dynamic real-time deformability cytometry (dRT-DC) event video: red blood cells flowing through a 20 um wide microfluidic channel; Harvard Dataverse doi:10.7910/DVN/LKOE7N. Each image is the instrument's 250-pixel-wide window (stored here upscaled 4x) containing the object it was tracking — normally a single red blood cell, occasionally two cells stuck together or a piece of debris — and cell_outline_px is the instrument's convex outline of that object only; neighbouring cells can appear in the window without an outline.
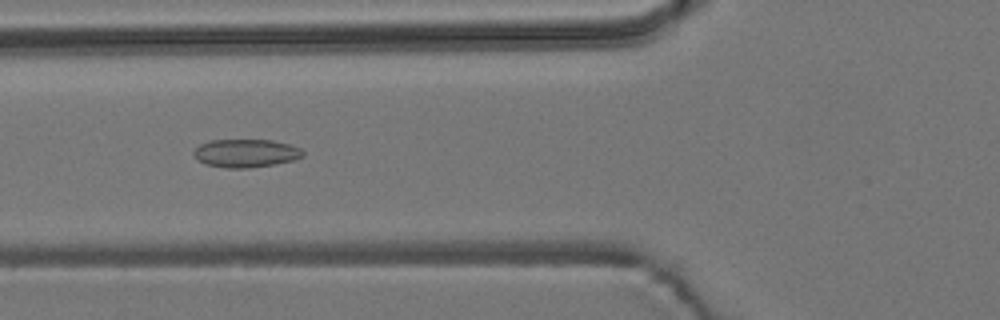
{"species": "common noctule bat (a hibernating species)", "species_latin": "Nyctalus noctula", "temperature_condition": "room temperature", "stored_images_in_passage": 43, "camera_frame_rate_fps": 3000, "um_per_image_px": 0.085, "animal": {"sex": "male", "body_mass_g": 19.2, "forearm_length_mm": 51.8}, "frame": {"image": 1, "passage_image": 15, "time_ms": 4.667, "image_size_px": [1000, 320], "cell_outline_px": [[304, 156], [292, 160], [276, 164], [248, 168], [228, 168], [208, 164], [200, 160], [192, 152], [200, 144], [208, 140], [272, 140], [292, 144], [300, 148], [304, 152]], "centroid_in_image_um": [20.94, 13.01], "position_along_channel_um": 104.9, "area_um2": 17.86}}
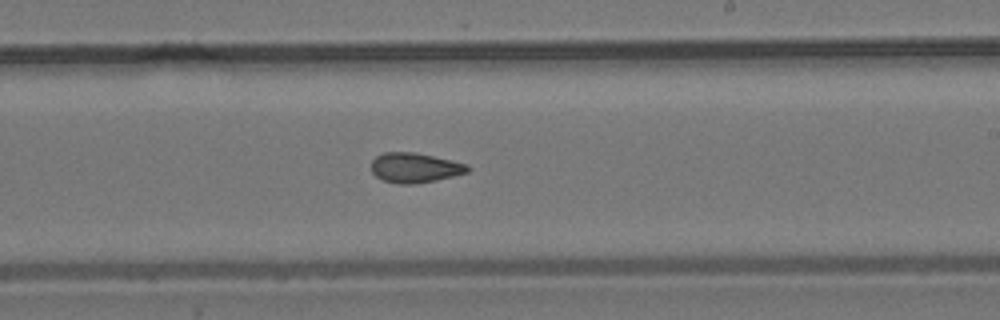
{"frame": {"image": 2, "passage_image": 27, "time_ms": 8.667, "image_size_px": [1000, 320], "cell_outline_px": [[472, 168], [468, 172], [436, 180], [412, 184], [400, 184], [384, 180], [376, 176], [372, 172], [372, 160], [376, 156], [384, 152], [416, 152], [468, 164]], "centroid_in_image_um": [35.28, 14.25], "position_along_channel_um": 253.7, "area_um2": 16.7}}
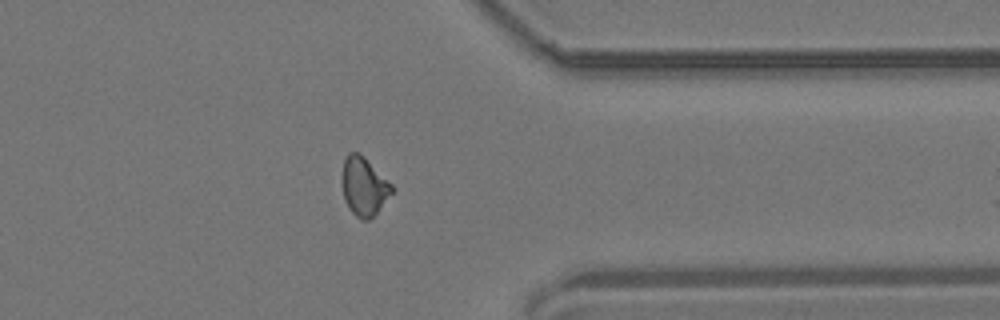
{"frame": {"image": 3, "passage_image": 38, "time_ms": 12.333, "image_size_px": [1000, 320], "cell_outline_px": [[396, 188], [376, 212], [368, 220], [360, 220], [348, 208], [344, 200], [340, 180], [344, 156], [348, 152], [360, 152]], "centroid_in_image_um": [30.89, 15.81], "position_along_channel_um": 380.5, "area_um2": 17.34}, "authors_computed_cell_mechanics": {"area_um2": 16.9932, "velocity_mm_per_s": 3.7138, "shape_relaxation_time_tau1_ms": null, "shape_relaxation_time_tau2_ms": 3.7904, "deformation_change_tau1": null, "deformation_change_tau2": 0.1048}}